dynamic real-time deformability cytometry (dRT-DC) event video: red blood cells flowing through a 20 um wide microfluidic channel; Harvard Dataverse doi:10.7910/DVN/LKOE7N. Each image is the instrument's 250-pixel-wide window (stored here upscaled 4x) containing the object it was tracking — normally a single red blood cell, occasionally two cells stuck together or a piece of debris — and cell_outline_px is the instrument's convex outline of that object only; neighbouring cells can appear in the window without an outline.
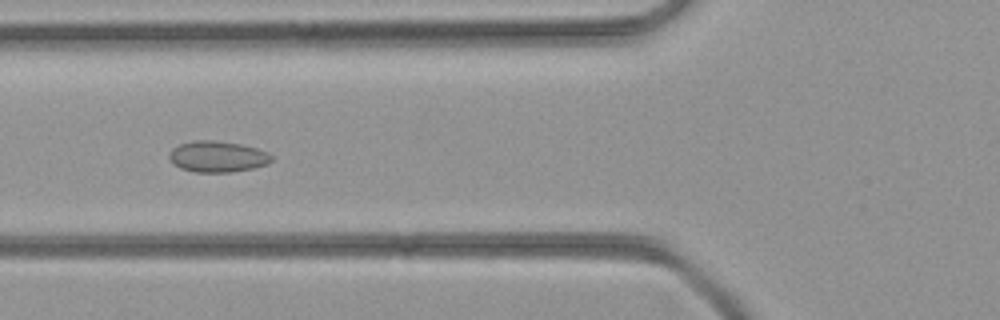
{"species": "common noctule bat (a hibernating species)", "species_latin": "Nyctalus noctula", "temperature_condition": "room temperature", "stored_images_in_passage": 34, "camera_frame_rate_fps": 3000, "um_per_image_px": 0.085, "animal": {"sex": "female", "body_mass_g": 21.9}, "frame": {"image": 1, "passage_image": 7, "time_ms": 2.0, "image_size_px": [1000, 320], "cell_outline_px": [[272, 160], [268, 164], [252, 168], [232, 172], [196, 172], [180, 168], [168, 156], [172, 148], [180, 144], [196, 140], [212, 140], [240, 144], [256, 148], [268, 152], [272, 156]], "centroid_in_image_um": [18.51, 13.31], "position_along_channel_um": 107.3, "area_um2": 18.38}}
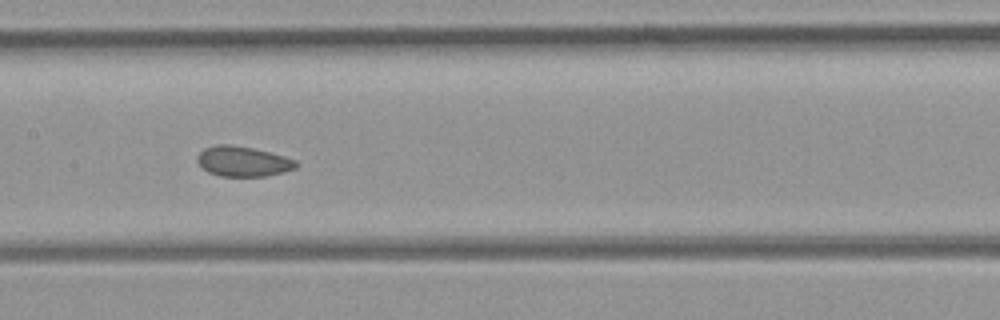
{"frame": {"image": 2, "passage_image": 12, "time_ms": 3.667, "image_size_px": [1000, 320], "cell_outline_px": [[300, 164], [296, 168], [284, 172], [264, 176], [220, 176], [208, 172], [196, 160], [196, 156], [204, 148], [216, 144], [232, 144], [252, 148], [284, 156], [296, 160]], "centroid_in_image_um": [20.65, 13.71], "position_along_channel_um": 186.7, "area_um2": 17.4}}
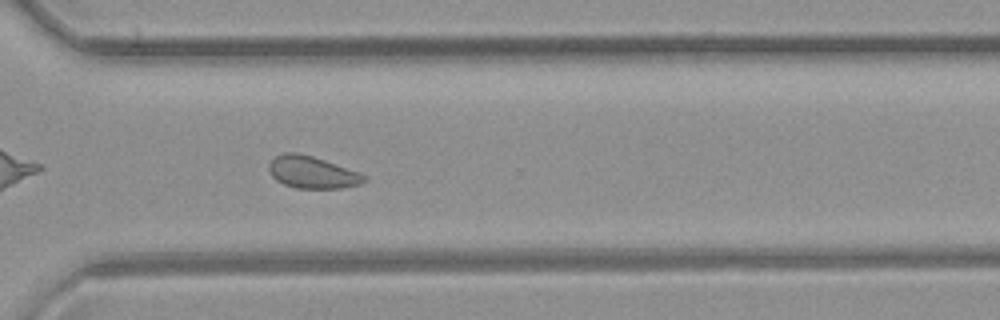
{"frame": {"image": 3, "passage_image": 22, "time_ms": 7.0, "image_size_px": [1000, 320], "cell_outline_px": [[368, 180], [360, 184], [340, 188], [296, 188], [284, 184], [276, 180], [272, 176], [268, 168], [268, 164], [276, 156], [284, 152], [296, 152], [312, 156], [360, 172], [368, 176]], "centroid_in_image_um": [26.56, 14.64], "position_along_channel_um": 344.0, "area_um2": 17.86}}